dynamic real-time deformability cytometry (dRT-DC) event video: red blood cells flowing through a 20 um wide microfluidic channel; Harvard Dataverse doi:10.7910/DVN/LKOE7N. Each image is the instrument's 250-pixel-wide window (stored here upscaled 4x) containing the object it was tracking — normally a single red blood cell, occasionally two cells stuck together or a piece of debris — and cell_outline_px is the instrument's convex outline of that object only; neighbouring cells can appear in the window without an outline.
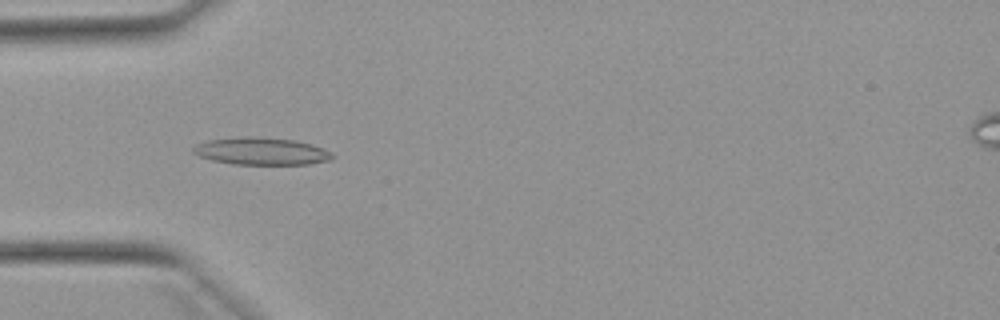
{"species": "Egyptian fruit bat (a non-hibernating species)", "species_latin": "Rousettus aegyptiacus", "temperature_condition": "warm", "stored_images_in_passage": 41, "camera_frame_rate_fps": 3000, "um_per_image_px": 0.085, "animal": {"sex": "female"}, "frame": {"image": 1, "passage_image": 5, "time_ms": 1.333, "image_size_px": [1000, 320], "cell_outline_px": [[336, 156], [332, 160], [308, 164], [232, 164], [212, 160], [200, 156], [192, 152], [192, 148], [196, 144], [208, 140], [296, 140], [312, 144], [332, 152]], "centroid_in_image_um": [22.3, 12.92], "position_along_channel_um": 62.7, "area_um2": 20.92}}
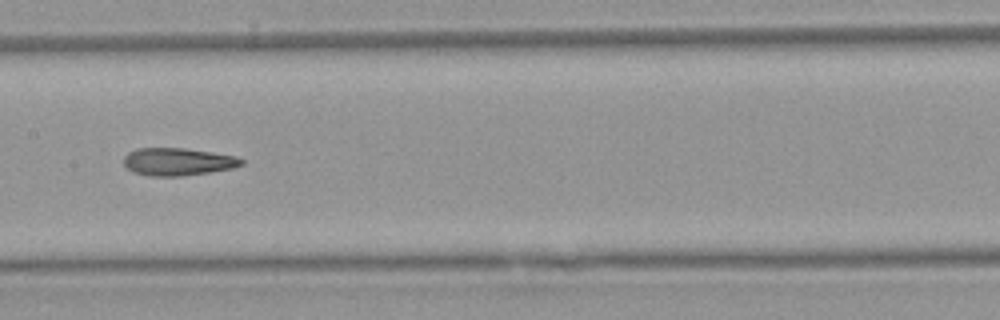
{"frame": {"image": 2, "passage_image": 15, "time_ms": 4.667, "image_size_px": [1000, 320], "cell_outline_px": [[244, 164], [232, 168], [208, 172], [180, 176], [148, 176], [132, 172], [124, 164], [124, 156], [128, 152], [136, 148], [184, 148], [212, 152], [236, 156], [244, 160]], "centroid_in_image_um": [15.09, 13.74], "position_along_channel_um": 192.3, "area_um2": 18.96}}
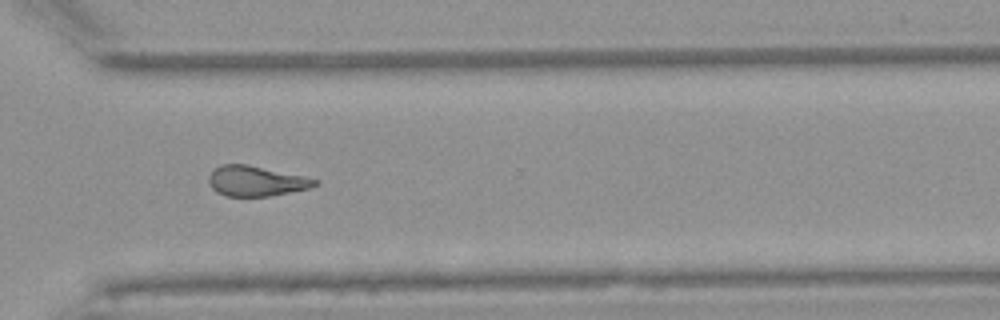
{"frame": {"image": 3, "passage_image": 27, "time_ms": 8.667, "image_size_px": [1000, 320], "cell_outline_px": [[320, 184], [308, 188], [268, 196], [224, 196], [216, 192], [208, 184], [208, 176], [220, 164], [248, 164], [304, 176], [320, 180]], "centroid_in_image_um": [21.75, 15.38], "position_along_channel_um": 348.9, "area_um2": 18.73}, "authors_computed_cell_mechanics": {"area_um2": 19.074, "velocity_mm_per_s": 3.9198, "shape_relaxation_time_tau1_ms": null, "shape_relaxation_time_tau2_ms": 5.0363, "deformation_change_tau1": null, "deformation_change_tau2": 0.1597}}